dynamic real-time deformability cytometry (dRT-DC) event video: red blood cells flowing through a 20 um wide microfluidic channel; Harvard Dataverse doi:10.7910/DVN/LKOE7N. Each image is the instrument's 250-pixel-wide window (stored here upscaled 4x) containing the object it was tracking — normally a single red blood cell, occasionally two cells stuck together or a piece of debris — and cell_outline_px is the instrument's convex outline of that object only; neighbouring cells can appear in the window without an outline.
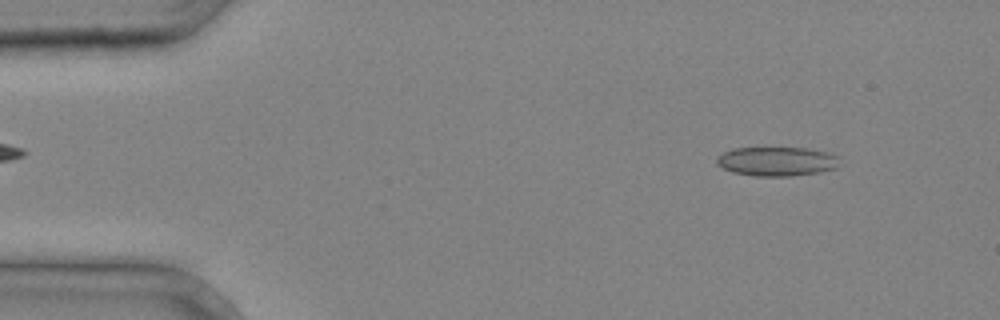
{"species": "common noctule bat (a hibernating species)", "species_latin": "Nyctalus noctula", "temperature_condition": "cold", "stored_images_in_passage": 3, "camera_frame_rate_fps": 3000, "um_per_image_px": 0.085, "animal": {"sex": "male", "body_mass_g": 20.4}, "frame": {"image": 1, "passage_image": 1, "time_ms": 0.0, "image_size_px": [1000, 320], "cell_outline_px": [[836, 168], [820, 172], [792, 176], [756, 176], [732, 172], [716, 164], [716, 156], [732, 148], [808, 148], [824, 152], [836, 156]], "centroid_in_image_um": [65.95, 13.72], "position_along_channel_um": 19.0, "area_um2": 20.69}}
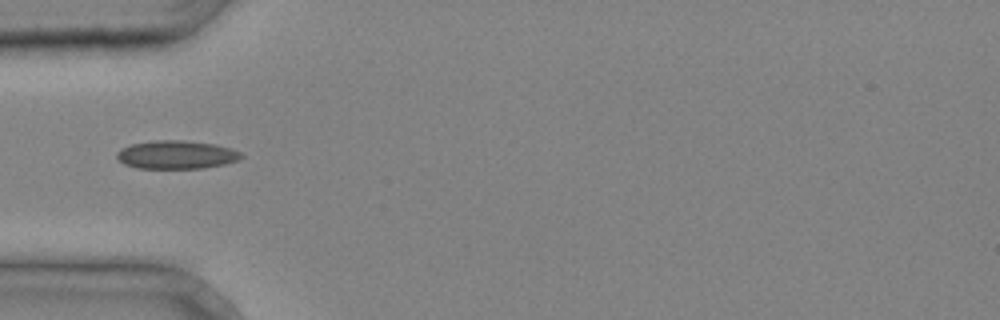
{"frame": {"image": 2, "passage_image": 3, "time_ms": 0.667, "image_size_px": [1000, 320], "cell_outline_px": [[244, 156], [240, 160], [224, 164], [204, 168], [136, 168], [124, 164], [116, 156], [116, 152], [120, 148], [132, 144], [156, 140], [180, 140], [216, 144], [232, 148], [240, 152]], "centroid_in_image_um": [15.01, 13.15], "position_along_channel_um": 70.0, "area_um2": 20.63}}